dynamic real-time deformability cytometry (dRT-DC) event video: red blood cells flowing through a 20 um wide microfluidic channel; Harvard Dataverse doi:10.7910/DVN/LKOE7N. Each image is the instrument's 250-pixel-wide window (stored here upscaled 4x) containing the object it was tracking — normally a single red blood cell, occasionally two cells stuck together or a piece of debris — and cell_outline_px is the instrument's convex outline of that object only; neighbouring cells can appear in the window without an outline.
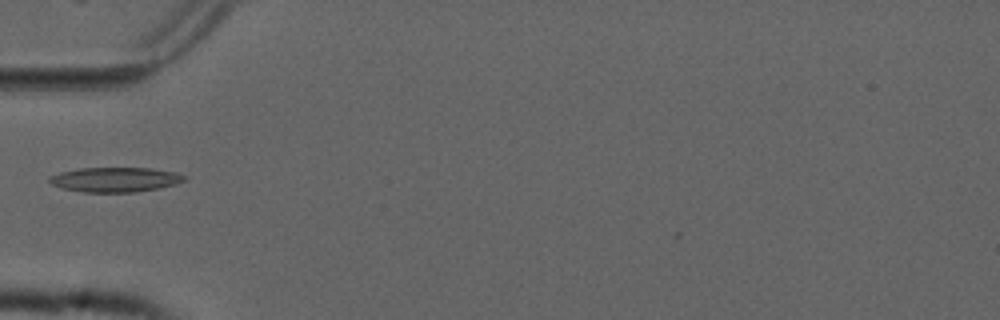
{"species": "common noctule bat (a hibernating species)", "species_latin": "Nyctalus noctula", "temperature_condition": "cold", "stored_images_in_passage": 37, "camera_frame_rate_fps": 3000, "um_per_image_px": 0.085, "animal": {"sex": "male", "forearm_length_mm": 52.5}, "frame": {"image": 1, "passage_image": 1, "time_ms": 0.0, "image_size_px": [1000, 320], "cell_outline_px": [[188, 180], [176, 184], [160, 188], [136, 192], [84, 192], [60, 188], [52, 184], [48, 180], [48, 176], [60, 172], [80, 168], [152, 168], [176, 172], [188, 176]], "centroid_in_image_um": [9.83, 15.26], "position_along_channel_um": 75.2, "area_um2": 19.71}}
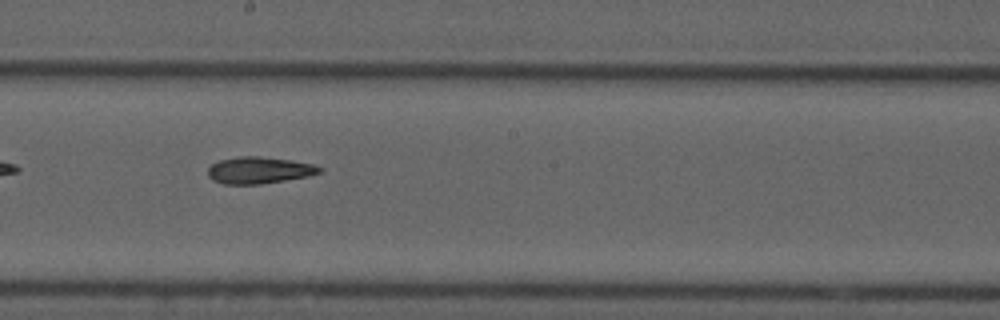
{"frame": {"image": 2, "passage_image": 13, "time_ms": 4.0, "image_size_px": [1000, 320], "cell_outline_px": [[324, 172], [308, 176], [260, 184], [224, 184], [212, 180], [208, 176], [208, 168], [212, 164], [220, 160], [240, 156], [260, 156], [292, 160], [316, 164], [324, 168]], "centroid_in_image_um": [22.08, 14.46], "position_along_channel_um": 226.1, "area_um2": 17.57}}
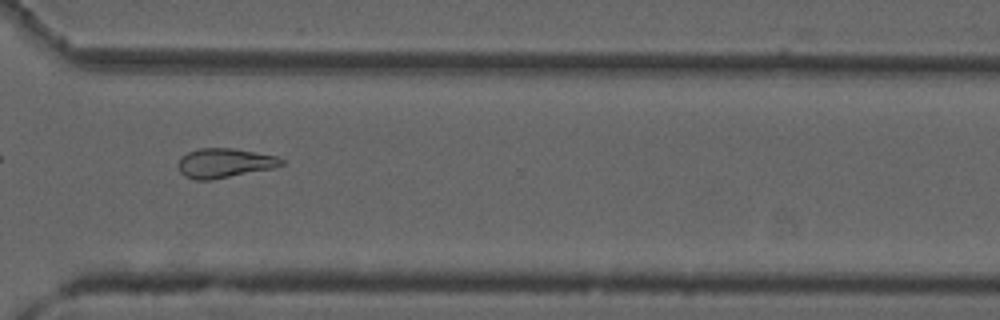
{"frame": {"image": 3, "passage_image": 23, "time_ms": 7.333, "image_size_px": [1000, 320], "cell_outline_px": [[284, 164], [276, 168], [212, 180], [196, 180], [184, 176], [180, 172], [176, 164], [180, 156], [188, 152], [200, 148], [232, 148], [276, 156], [284, 160]], "centroid_in_image_um": [19.06, 13.87], "position_along_channel_um": 351.5, "area_um2": 17.98}}